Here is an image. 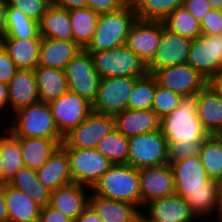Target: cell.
<instances>
[{"label":"cell","instance_id":"obj_1","mask_svg":"<svg viewBox=\"0 0 222 222\" xmlns=\"http://www.w3.org/2000/svg\"><path fill=\"white\" fill-rule=\"evenodd\" d=\"M197 99L198 93L182 96L178 107L161 118L160 130L167 142H203L209 136L197 116Z\"/></svg>","mask_w":222,"mask_h":222},{"label":"cell","instance_id":"obj_2","mask_svg":"<svg viewBox=\"0 0 222 222\" xmlns=\"http://www.w3.org/2000/svg\"><path fill=\"white\" fill-rule=\"evenodd\" d=\"M94 195L141 207L139 169L127 164H113L92 186Z\"/></svg>","mask_w":222,"mask_h":222},{"label":"cell","instance_id":"obj_3","mask_svg":"<svg viewBox=\"0 0 222 222\" xmlns=\"http://www.w3.org/2000/svg\"><path fill=\"white\" fill-rule=\"evenodd\" d=\"M136 19L135 7L129 4L116 11L99 14L93 38L85 50L92 53L126 45L129 30Z\"/></svg>","mask_w":222,"mask_h":222},{"label":"cell","instance_id":"obj_4","mask_svg":"<svg viewBox=\"0 0 222 222\" xmlns=\"http://www.w3.org/2000/svg\"><path fill=\"white\" fill-rule=\"evenodd\" d=\"M10 131L17 137L64 139L59 132L48 103L38 101L14 113Z\"/></svg>","mask_w":222,"mask_h":222},{"label":"cell","instance_id":"obj_5","mask_svg":"<svg viewBox=\"0 0 222 222\" xmlns=\"http://www.w3.org/2000/svg\"><path fill=\"white\" fill-rule=\"evenodd\" d=\"M90 55L100 78L142 77L148 73L147 65L126 45Z\"/></svg>","mask_w":222,"mask_h":222},{"label":"cell","instance_id":"obj_6","mask_svg":"<svg viewBox=\"0 0 222 222\" xmlns=\"http://www.w3.org/2000/svg\"><path fill=\"white\" fill-rule=\"evenodd\" d=\"M69 158L73 183L85 185L91 189L113 163L96 148H72L64 142L60 145Z\"/></svg>","mask_w":222,"mask_h":222},{"label":"cell","instance_id":"obj_7","mask_svg":"<svg viewBox=\"0 0 222 222\" xmlns=\"http://www.w3.org/2000/svg\"><path fill=\"white\" fill-rule=\"evenodd\" d=\"M137 78L139 77L100 78L91 111L114 116L128 109V100Z\"/></svg>","mask_w":222,"mask_h":222},{"label":"cell","instance_id":"obj_8","mask_svg":"<svg viewBox=\"0 0 222 222\" xmlns=\"http://www.w3.org/2000/svg\"><path fill=\"white\" fill-rule=\"evenodd\" d=\"M168 164L167 141L161 130L129 138L127 165L137 169Z\"/></svg>","mask_w":222,"mask_h":222},{"label":"cell","instance_id":"obj_9","mask_svg":"<svg viewBox=\"0 0 222 222\" xmlns=\"http://www.w3.org/2000/svg\"><path fill=\"white\" fill-rule=\"evenodd\" d=\"M64 72L69 91L92 103L98 89L100 76L94 68L90 53L82 49L69 61Z\"/></svg>","mask_w":222,"mask_h":222},{"label":"cell","instance_id":"obj_10","mask_svg":"<svg viewBox=\"0 0 222 222\" xmlns=\"http://www.w3.org/2000/svg\"><path fill=\"white\" fill-rule=\"evenodd\" d=\"M222 35L206 36L201 34L192 40L187 64L209 81L221 71Z\"/></svg>","mask_w":222,"mask_h":222},{"label":"cell","instance_id":"obj_11","mask_svg":"<svg viewBox=\"0 0 222 222\" xmlns=\"http://www.w3.org/2000/svg\"><path fill=\"white\" fill-rule=\"evenodd\" d=\"M114 129V116L91 112L77 127L64 135L63 142L72 148H96Z\"/></svg>","mask_w":222,"mask_h":222},{"label":"cell","instance_id":"obj_12","mask_svg":"<svg viewBox=\"0 0 222 222\" xmlns=\"http://www.w3.org/2000/svg\"><path fill=\"white\" fill-rule=\"evenodd\" d=\"M175 181V194L185 199L197 190H208L210 179L199 156L188 157L169 164Z\"/></svg>","mask_w":222,"mask_h":222},{"label":"cell","instance_id":"obj_13","mask_svg":"<svg viewBox=\"0 0 222 222\" xmlns=\"http://www.w3.org/2000/svg\"><path fill=\"white\" fill-rule=\"evenodd\" d=\"M152 75L158 85L181 96L198 93L208 83L187 63L161 68Z\"/></svg>","mask_w":222,"mask_h":222},{"label":"cell","instance_id":"obj_14","mask_svg":"<svg viewBox=\"0 0 222 222\" xmlns=\"http://www.w3.org/2000/svg\"><path fill=\"white\" fill-rule=\"evenodd\" d=\"M48 105L55 124L63 136L77 127L92 112L91 103L70 91L49 102Z\"/></svg>","mask_w":222,"mask_h":222},{"label":"cell","instance_id":"obj_15","mask_svg":"<svg viewBox=\"0 0 222 222\" xmlns=\"http://www.w3.org/2000/svg\"><path fill=\"white\" fill-rule=\"evenodd\" d=\"M141 206L149 202L175 195V181L168 164L139 169Z\"/></svg>","mask_w":222,"mask_h":222},{"label":"cell","instance_id":"obj_16","mask_svg":"<svg viewBox=\"0 0 222 222\" xmlns=\"http://www.w3.org/2000/svg\"><path fill=\"white\" fill-rule=\"evenodd\" d=\"M162 31V21L136 19L129 30L126 46L147 65L158 50Z\"/></svg>","mask_w":222,"mask_h":222},{"label":"cell","instance_id":"obj_17","mask_svg":"<svg viewBox=\"0 0 222 222\" xmlns=\"http://www.w3.org/2000/svg\"><path fill=\"white\" fill-rule=\"evenodd\" d=\"M191 42L192 40L168 30L163 24L158 50L147 64V72L153 74L161 68L186 63Z\"/></svg>","mask_w":222,"mask_h":222},{"label":"cell","instance_id":"obj_18","mask_svg":"<svg viewBox=\"0 0 222 222\" xmlns=\"http://www.w3.org/2000/svg\"><path fill=\"white\" fill-rule=\"evenodd\" d=\"M160 121L152 109H126L114 115L115 129L127 138L159 130Z\"/></svg>","mask_w":222,"mask_h":222},{"label":"cell","instance_id":"obj_19","mask_svg":"<svg viewBox=\"0 0 222 222\" xmlns=\"http://www.w3.org/2000/svg\"><path fill=\"white\" fill-rule=\"evenodd\" d=\"M145 207L148 216L155 222H191L196 218L186 199L176 194L153 200Z\"/></svg>","mask_w":222,"mask_h":222},{"label":"cell","instance_id":"obj_20","mask_svg":"<svg viewBox=\"0 0 222 222\" xmlns=\"http://www.w3.org/2000/svg\"><path fill=\"white\" fill-rule=\"evenodd\" d=\"M8 90V105L14 113L40 101L33 70L18 69L8 83Z\"/></svg>","mask_w":222,"mask_h":222},{"label":"cell","instance_id":"obj_21","mask_svg":"<svg viewBox=\"0 0 222 222\" xmlns=\"http://www.w3.org/2000/svg\"><path fill=\"white\" fill-rule=\"evenodd\" d=\"M81 50L82 48L74 41L42 37L38 65L64 70L69 61Z\"/></svg>","mask_w":222,"mask_h":222},{"label":"cell","instance_id":"obj_22","mask_svg":"<svg viewBox=\"0 0 222 222\" xmlns=\"http://www.w3.org/2000/svg\"><path fill=\"white\" fill-rule=\"evenodd\" d=\"M197 116L209 135L222 134V98L208 84L198 92Z\"/></svg>","mask_w":222,"mask_h":222},{"label":"cell","instance_id":"obj_23","mask_svg":"<svg viewBox=\"0 0 222 222\" xmlns=\"http://www.w3.org/2000/svg\"><path fill=\"white\" fill-rule=\"evenodd\" d=\"M85 185L70 183L51 191L50 205L73 221L83 212L88 205V196Z\"/></svg>","mask_w":222,"mask_h":222},{"label":"cell","instance_id":"obj_24","mask_svg":"<svg viewBox=\"0 0 222 222\" xmlns=\"http://www.w3.org/2000/svg\"><path fill=\"white\" fill-rule=\"evenodd\" d=\"M40 33L35 38H3L0 44L8 52L17 69L33 70L38 65Z\"/></svg>","mask_w":222,"mask_h":222},{"label":"cell","instance_id":"obj_25","mask_svg":"<svg viewBox=\"0 0 222 222\" xmlns=\"http://www.w3.org/2000/svg\"><path fill=\"white\" fill-rule=\"evenodd\" d=\"M37 175L40 182L51 191L73 183L66 151L59 146L48 161L37 170Z\"/></svg>","mask_w":222,"mask_h":222},{"label":"cell","instance_id":"obj_26","mask_svg":"<svg viewBox=\"0 0 222 222\" xmlns=\"http://www.w3.org/2000/svg\"><path fill=\"white\" fill-rule=\"evenodd\" d=\"M8 222H38L41 206L8 183L5 184Z\"/></svg>","mask_w":222,"mask_h":222},{"label":"cell","instance_id":"obj_27","mask_svg":"<svg viewBox=\"0 0 222 222\" xmlns=\"http://www.w3.org/2000/svg\"><path fill=\"white\" fill-rule=\"evenodd\" d=\"M33 72L41 102L49 103L69 91L64 70L37 65Z\"/></svg>","mask_w":222,"mask_h":222},{"label":"cell","instance_id":"obj_28","mask_svg":"<svg viewBox=\"0 0 222 222\" xmlns=\"http://www.w3.org/2000/svg\"><path fill=\"white\" fill-rule=\"evenodd\" d=\"M88 204L103 222H134L139 207L122 201L89 195Z\"/></svg>","mask_w":222,"mask_h":222},{"label":"cell","instance_id":"obj_29","mask_svg":"<svg viewBox=\"0 0 222 222\" xmlns=\"http://www.w3.org/2000/svg\"><path fill=\"white\" fill-rule=\"evenodd\" d=\"M62 142L63 139L20 137L24 166L37 171L48 161Z\"/></svg>","mask_w":222,"mask_h":222},{"label":"cell","instance_id":"obj_30","mask_svg":"<svg viewBox=\"0 0 222 222\" xmlns=\"http://www.w3.org/2000/svg\"><path fill=\"white\" fill-rule=\"evenodd\" d=\"M40 35L45 38L73 41L69 10L51 3L39 23Z\"/></svg>","mask_w":222,"mask_h":222},{"label":"cell","instance_id":"obj_31","mask_svg":"<svg viewBox=\"0 0 222 222\" xmlns=\"http://www.w3.org/2000/svg\"><path fill=\"white\" fill-rule=\"evenodd\" d=\"M8 184L23 191L41 207L50 203L51 190L40 182L36 170L23 167L15 174Z\"/></svg>","mask_w":222,"mask_h":222},{"label":"cell","instance_id":"obj_32","mask_svg":"<svg viewBox=\"0 0 222 222\" xmlns=\"http://www.w3.org/2000/svg\"><path fill=\"white\" fill-rule=\"evenodd\" d=\"M69 17L73 41L85 49L93 38L99 14L84 7L69 10Z\"/></svg>","mask_w":222,"mask_h":222},{"label":"cell","instance_id":"obj_33","mask_svg":"<svg viewBox=\"0 0 222 222\" xmlns=\"http://www.w3.org/2000/svg\"><path fill=\"white\" fill-rule=\"evenodd\" d=\"M7 135H0V157L3 162L4 184L8 183L24 166L20 137L11 131Z\"/></svg>","mask_w":222,"mask_h":222},{"label":"cell","instance_id":"obj_34","mask_svg":"<svg viewBox=\"0 0 222 222\" xmlns=\"http://www.w3.org/2000/svg\"><path fill=\"white\" fill-rule=\"evenodd\" d=\"M7 27L4 38L28 39L35 38L40 33L39 22L29 18L18 8L12 7L8 3L7 7Z\"/></svg>","mask_w":222,"mask_h":222},{"label":"cell","instance_id":"obj_35","mask_svg":"<svg viewBox=\"0 0 222 222\" xmlns=\"http://www.w3.org/2000/svg\"><path fill=\"white\" fill-rule=\"evenodd\" d=\"M199 157L210 179L222 175V137L209 135L201 144Z\"/></svg>","mask_w":222,"mask_h":222},{"label":"cell","instance_id":"obj_36","mask_svg":"<svg viewBox=\"0 0 222 222\" xmlns=\"http://www.w3.org/2000/svg\"><path fill=\"white\" fill-rule=\"evenodd\" d=\"M162 22L168 30L190 40L202 34L199 21L183 6L176 8Z\"/></svg>","mask_w":222,"mask_h":222},{"label":"cell","instance_id":"obj_37","mask_svg":"<svg viewBox=\"0 0 222 222\" xmlns=\"http://www.w3.org/2000/svg\"><path fill=\"white\" fill-rule=\"evenodd\" d=\"M191 212L194 216L210 214L213 210L218 211L220 222H222V213L220 210V203L218 199L217 183L214 180L209 186L208 190H197L191 192L186 198Z\"/></svg>","mask_w":222,"mask_h":222},{"label":"cell","instance_id":"obj_38","mask_svg":"<svg viewBox=\"0 0 222 222\" xmlns=\"http://www.w3.org/2000/svg\"><path fill=\"white\" fill-rule=\"evenodd\" d=\"M96 149L113 164H127L129 138L114 129L98 143Z\"/></svg>","mask_w":222,"mask_h":222},{"label":"cell","instance_id":"obj_39","mask_svg":"<svg viewBox=\"0 0 222 222\" xmlns=\"http://www.w3.org/2000/svg\"><path fill=\"white\" fill-rule=\"evenodd\" d=\"M156 85L157 81L150 73L137 78L128 100V109H151Z\"/></svg>","mask_w":222,"mask_h":222},{"label":"cell","instance_id":"obj_40","mask_svg":"<svg viewBox=\"0 0 222 222\" xmlns=\"http://www.w3.org/2000/svg\"><path fill=\"white\" fill-rule=\"evenodd\" d=\"M181 6L182 0H140L134 7L139 20L163 21Z\"/></svg>","mask_w":222,"mask_h":222},{"label":"cell","instance_id":"obj_41","mask_svg":"<svg viewBox=\"0 0 222 222\" xmlns=\"http://www.w3.org/2000/svg\"><path fill=\"white\" fill-rule=\"evenodd\" d=\"M181 97V95L157 84L151 109L162 118L178 107Z\"/></svg>","mask_w":222,"mask_h":222},{"label":"cell","instance_id":"obj_42","mask_svg":"<svg viewBox=\"0 0 222 222\" xmlns=\"http://www.w3.org/2000/svg\"><path fill=\"white\" fill-rule=\"evenodd\" d=\"M202 143L195 141H190L189 143L187 141L178 143L167 142L168 163L171 164L184 158L199 156Z\"/></svg>","mask_w":222,"mask_h":222},{"label":"cell","instance_id":"obj_43","mask_svg":"<svg viewBox=\"0 0 222 222\" xmlns=\"http://www.w3.org/2000/svg\"><path fill=\"white\" fill-rule=\"evenodd\" d=\"M8 3L40 23L43 14L52 2L49 0H8Z\"/></svg>","mask_w":222,"mask_h":222},{"label":"cell","instance_id":"obj_44","mask_svg":"<svg viewBox=\"0 0 222 222\" xmlns=\"http://www.w3.org/2000/svg\"><path fill=\"white\" fill-rule=\"evenodd\" d=\"M199 23L203 35H222V10L212 9Z\"/></svg>","mask_w":222,"mask_h":222},{"label":"cell","instance_id":"obj_45","mask_svg":"<svg viewBox=\"0 0 222 222\" xmlns=\"http://www.w3.org/2000/svg\"><path fill=\"white\" fill-rule=\"evenodd\" d=\"M17 70L8 52L0 44V82L8 85Z\"/></svg>","mask_w":222,"mask_h":222},{"label":"cell","instance_id":"obj_46","mask_svg":"<svg viewBox=\"0 0 222 222\" xmlns=\"http://www.w3.org/2000/svg\"><path fill=\"white\" fill-rule=\"evenodd\" d=\"M126 4V0H87L86 7L98 14H103L123 8Z\"/></svg>","mask_w":222,"mask_h":222},{"label":"cell","instance_id":"obj_47","mask_svg":"<svg viewBox=\"0 0 222 222\" xmlns=\"http://www.w3.org/2000/svg\"><path fill=\"white\" fill-rule=\"evenodd\" d=\"M182 6L199 22L213 9L207 0H182Z\"/></svg>","mask_w":222,"mask_h":222},{"label":"cell","instance_id":"obj_48","mask_svg":"<svg viewBox=\"0 0 222 222\" xmlns=\"http://www.w3.org/2000/svg\"><path fill=\"white\" fill-rule=\"evenodd\" d=\"M38 222H74L50 204L41 207Z\"/></svg>","mask_w":222,"mask_h":222},{"label":"cell","instance_id":"obj_49","mask_svg":"<svg viewBox=\"0 0 222 222\" xmlns=\"http://www.w3.org/2000/svg\"><path fill=\"white\" fill-rule=\"evenodd\" d=\"M74 222H103L93 208L88 204Z\"/></svg>","mask_w":222,"mask_h":222},{"label":"cell","instance_id":"obj_50","mask_svg":"<svg viewBox=\"0 0 222 222\" xmlns=\"http://www.w3.org/2000/svg\"><path fill=\"white\" fill-rule=\"evenodd\" d=\"M52 3L66 10H71L86 7L87 0H54Z\"/></svg>","mask_w":222,"mask_h":222},{"label":"cell","instance_id":"obj_51","mask_svg":"<svg viewBox=\"0 0 222 222\" xmlns=\"http://www.w3.org/2000/svg\"><path fill=\"white\" fill-rule=\"evenodd\" d=\"M8 0H0V41L6 35Z\"/></svg>","mask_w":222,"mask_h":222},{"label":"cell","instance_id":"obj_52","mask_svg":"<svg viewBox=\"0 0 222 222\" xmlns=\"http://www.w3.org/2000/svg\"><path fill=\"white\" fill-rule=\"evenodd\" d=\"M0 222H8V210L5 199V184L0 185Z\"/></svg>","mask_w":222,"mask_h":222},{"label":"cell","instance_id":"obj_53","mask_svg":"<svg viewBox=\"0 0 222 222\" xmlns=\"http://www.w3.org/2000/svg\"><path fill=\"white\" fill-rule=\"evenodd\" d=\"M207 84L222 98V71L215 74Z\"/></svg>","mask_w":222,"mask_h":222},{"label":"cell","instance_id":"obj_54","mask_svg":"<svg viewBox=\"0 0 222 222\" xmlns=\"http://www.w3.org/2000/svg\"><path fill=\"white\" fill-rule=\"evenodd\" d=\"M8 85L0 82V109L3 110L6 106L8 107Z\"/></svg>","mask_w":222,"mask_h":222},{"label":"cell","instance_id":"obj_55","mask_svg":"<svg viewBox=\"0 0 222 222\" xmlns=\"http://www.w3.org/2000/svg\"><path fill=\"white\" fill-rule=\"evenodd\" d=\"M220 210L222 213V175L216 180Z\"/></svg>","mask_w":222,"mask_h":222},{"label":"cell","instance_id":"obj_56","mask_svg":"<svg viewBox=\"0 0 222 222\" xmlns=\"http://www.w3.org/2000/svg\"><path fill=\"white\" fill-rule=\"evenodd\" d=\"M143 212H139L138 214H137V216L135 217V220H134V222H155V221H153L150 217H148V215H147V217H146V215H144V214H142Z\"/></svg>","mask_w":222,"mask_h":222},{"label":"cell","instance_id":"obj_57","mask_svg":"<svg viewBox=\"0 0 222 222\" xmlns=\"http://www.w3.org/2000/svg\"><path fill=\"white\" fill-rule=\"evenodd\" d=\"M213 9H221L222 0H207Z\"/></svg>","mask_w":222,"mask_h":222},{"label":"cell","instance_id":"obj_58","mask_svg":"<svg viewBox=\"0 0 222 222\" xmlns=\"http://www.w3.org/2000/svg\"><path fill=\"white\" fill-rule=\"evenodd\" d=\"M0 185H4L3 162L1 157H0Z\"/></svg>","mask_w":222,"mask_h":222},{"label":"cell","instance_id":"obj_59","mask_svg":"<svg viewBox=\"0 0 222 222\" xmlns=\"http://www.w3.org/2000/svg\"><path fill=\"white\" fill-rule=\"evenodd\" d=\"M140 0H126L127 4L135 6Z\"/></svg>","mask_w":222,"mask_h":222}]
</instances>
